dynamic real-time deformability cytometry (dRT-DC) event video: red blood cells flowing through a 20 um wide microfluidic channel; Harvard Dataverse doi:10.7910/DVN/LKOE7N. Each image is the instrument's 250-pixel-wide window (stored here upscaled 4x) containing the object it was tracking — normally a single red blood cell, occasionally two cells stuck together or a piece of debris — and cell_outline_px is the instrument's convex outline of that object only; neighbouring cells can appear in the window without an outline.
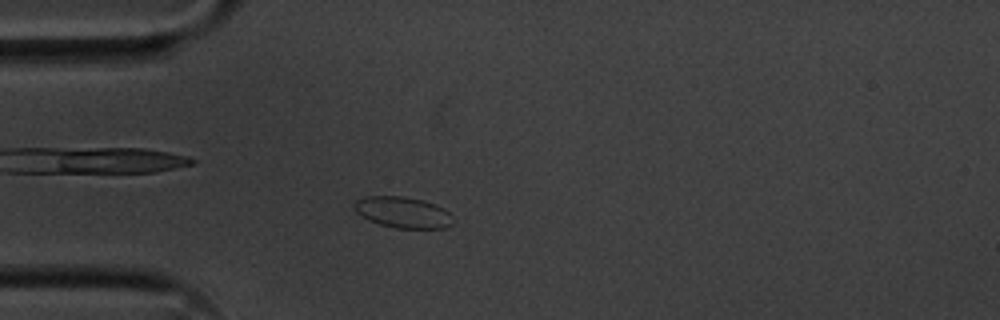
{"species": "common noctule bat (a hibernating species)", "species_latin": "Nyctalus noctula", "temperature_condition": "cold", "stored_images_in_passage": 51, "camera_frame_rate_fps": 3000, "um_per_image_px": 0.085, "animal": {"sex": "male", "body_mass_g": 20.1, "forearm_length_mm": 53.5}, "frame": {"image": 1, "passage_image": 10, "time_ms": 3.0, "image_size_px": [1000, 320], "cell_outline_px": [[452, 224], [444, 228], [396, 228], [380, 224], [368, 220], [356, 212], [352, 208], [352, 204], [356, 200], [364, 196], [404, 196], [424, 200], [444, 208], [448, 212]], "centroid_in_image_um": [34.18, 18.03], "position_along_channel_um": 50.8, "area_um2": 17.92}}
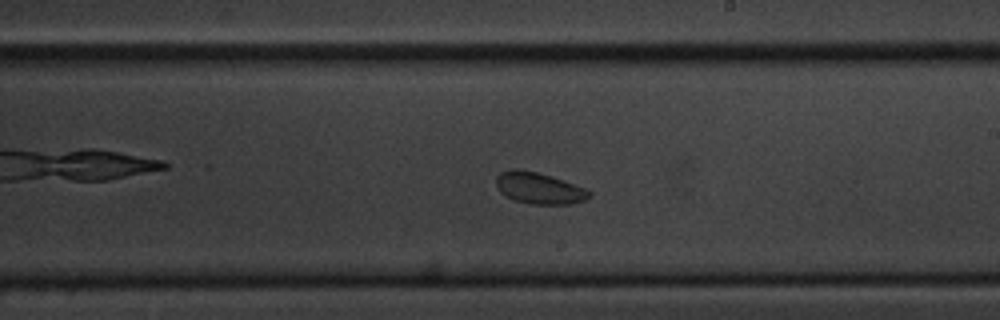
{"frame": {"image": 2, "passage_image": 27, "time_ms": 8.667, "image_size_px": [1000, 320], "cell_outline_px": [[592, 192], [584, 200], [572, 204], [532, 204], [516, 200], [504, 196], [500, 192], [496, 184], [496, 176], [500, 172], [512, 168], [520, 168], [552, 176], [588, 188]], "centroid_in_image_um": [45.82, 15.97], "position_along_channel_um": 243.2, "area_um2": 17.28}}
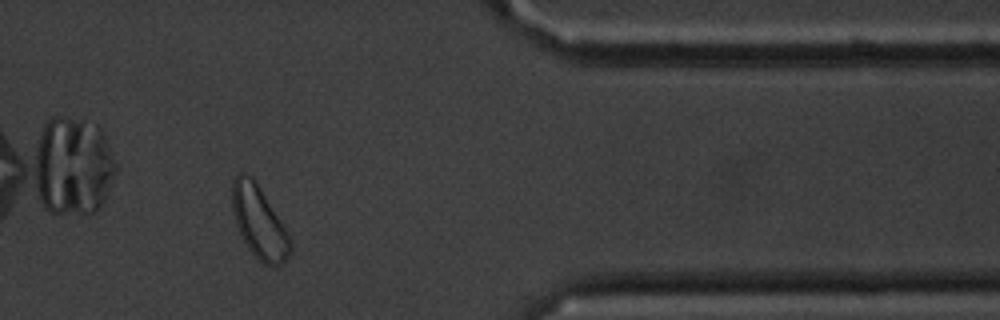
{"frame": {"image": 3, "passage_image": 41, "time_ms": 13.333, "image_size_px": [1000, 320], "cell_outline_px": [[292, 252], [280, 264], [264, 264], [248, 248], [236, 224], [232, 208], [232, 180], [240, 172], [244, 172], [252, 176], [256, 180], [288, 232], [292, 244]], "centroid_in_image_um": [22.02, 18.82], "position_along_channel_um": 389.4, "area_um2": 24.33}}